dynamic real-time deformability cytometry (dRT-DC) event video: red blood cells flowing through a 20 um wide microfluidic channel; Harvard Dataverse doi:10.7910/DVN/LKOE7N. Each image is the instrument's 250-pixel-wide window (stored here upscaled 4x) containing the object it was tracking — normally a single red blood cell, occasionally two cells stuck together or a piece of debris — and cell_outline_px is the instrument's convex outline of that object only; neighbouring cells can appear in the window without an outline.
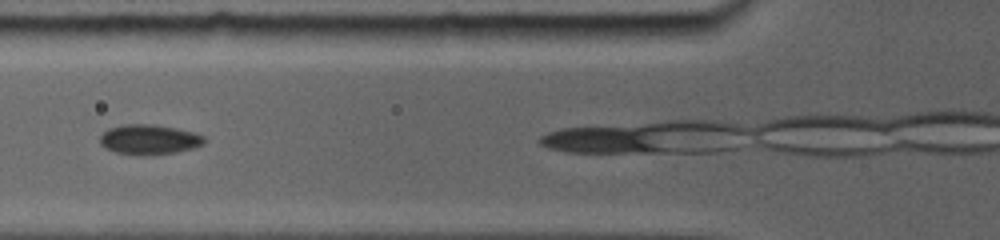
{"species": "common noctule bat (a hibernating species)", "species_latin": "Nyctalus noctula", "temperature_condition": "room temperature", "stored_images_in_passage": 18, "camera_frame_rate_fps": 5000, "um_per_image_px": 0.085, "animal": {"sex": "female", "body_mass_g": 19.0, "forearm_length_mm": 56.7}, "frame": {"image": 1, "passage_image": 6, "time_ms": 2.4, "image_size_px": [1000, 240], "cell_outline_px": [[204, 140], [200, 144], [188, 148], [172, 152], [116, 152], [100, 144], [100, 136], [104, 132], [112, 128], [128, 124], [140, 124], [172, 128], [204, 136]], "centroid_in_image_um": [12.61, 11.82], "position_along_channel_um": 113.2, "area_um2": 16.36}}